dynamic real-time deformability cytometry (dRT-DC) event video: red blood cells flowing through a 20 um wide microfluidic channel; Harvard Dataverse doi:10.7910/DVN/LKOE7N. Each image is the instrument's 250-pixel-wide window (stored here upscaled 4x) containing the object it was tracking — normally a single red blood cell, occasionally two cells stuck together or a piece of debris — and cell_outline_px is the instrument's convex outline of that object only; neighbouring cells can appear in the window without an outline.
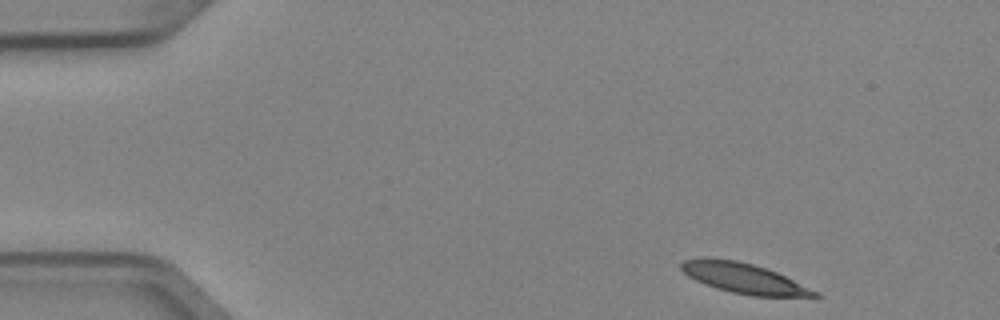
{"species": "Egyptian fruit bat (a non-hibernating species)", "species_latin": "Rousettus aegyptiacus", "temperature_condition": "cold", "stored_images_in_passage": 4, "camera_frame_rate_fps": 3000, "um_per_image_px": 0.085, "animal": {"sex": "female"}, "frame": {"image": 1, "passage_image": 1, "time_ms": 0.0, "image_size_px": [1000, 320], "cell_outline_px": [[820, 296], [752, 296], [732, 292], [716, 288], [704, 284], [688, 276], [680, 268], [680, 264], [684, 260], [704, 256], [736, 260], [752, 264], [776, 272], [816, 292]], "centroid_in_image_um": [63.1, 23.62], "position_along_channel_um": 21.9, "area_um2": 23.06}}